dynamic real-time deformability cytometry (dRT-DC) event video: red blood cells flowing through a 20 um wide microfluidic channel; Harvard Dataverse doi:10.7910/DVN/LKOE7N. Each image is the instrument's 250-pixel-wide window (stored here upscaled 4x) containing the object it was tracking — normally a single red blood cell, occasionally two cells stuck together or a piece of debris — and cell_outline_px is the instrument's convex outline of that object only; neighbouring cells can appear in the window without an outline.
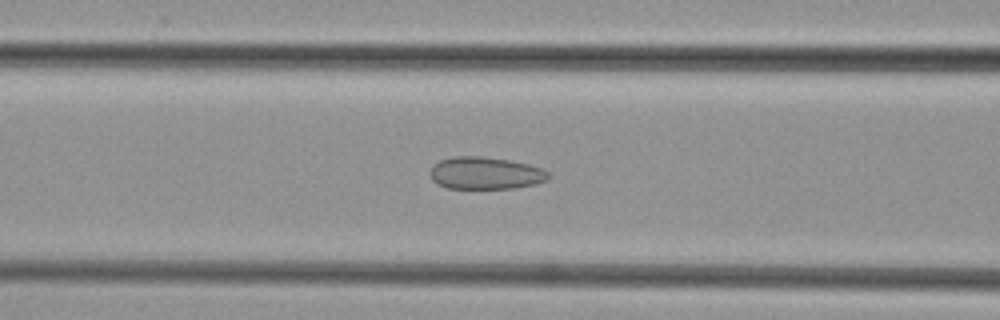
{"species": "common noctule bat (a hibernating species)", "species_latin": "Nyctalus noctula", "temperature_condition": "cold", "stored_images_in_passage": 47, "camera_frame_rate_fps": 3000, "um_per_image_px": 0.085, "animal": {"sex": "female", "body_mass_g": 29.2, "forearm_length_mm": 56.3}, "frame": {"image": 1, "passage_image": 19, "time_ms": 6.0, "image_size_px": [1000, 320], "cell_outline_px": [[552, 176], [548, 180], [536, 184], [516, 188], [448, 188], [436, 184], [432, 180], [432, 164], [440, 160], [452, 156], [480, 156], [512, 160], [544, 168]], "centroid_in_image_um": [41.31, 14.71], "position_along_channel_um": 125.3, "area_um2": 22.54}}
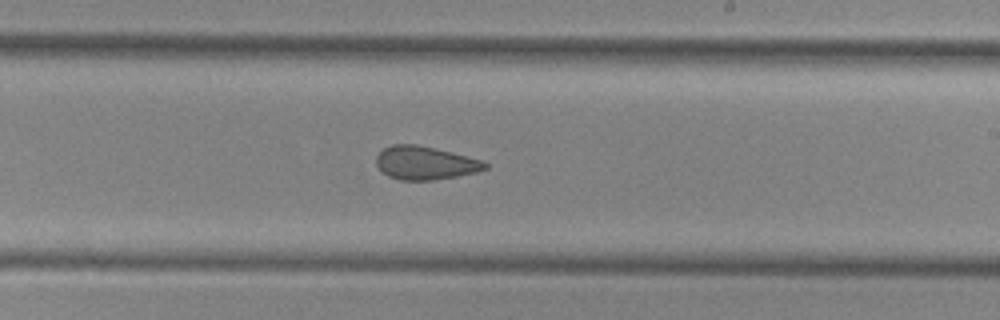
{"frame": {"image": 2, "passage_image": 28, "time_ms": 9.0, "image_size_px": [1000, 320], "cell_outline_px": [[488, 168], [476, 172], [456, 176], [432, 180], [400, 180], [388, 176], [376, 164], [376, 156], [384, 148], [392, 144], [416, 144], [484, 160], [488, 164]], "centroid_in_image_um": [36.14, 13.85], "position_along_channel_um": 252.9, "area_um2": 20.98}}
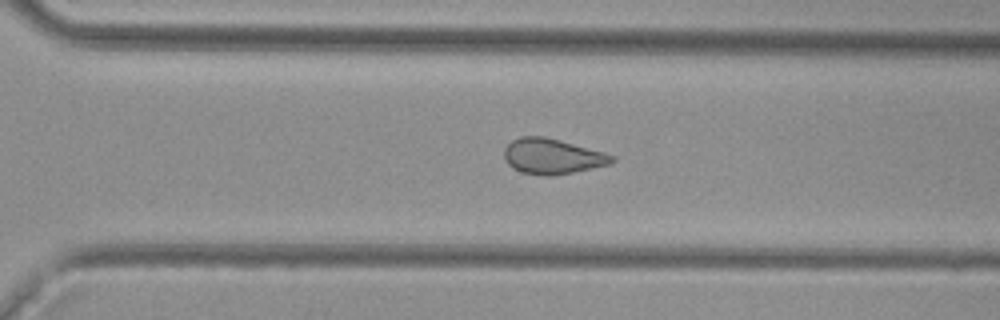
{"frame": {"image": 3, "passage_image": 33, "time_ms": 10.667, "image_size_px": [1000, 320], "cell_outline_px": [[616, 160], [612, 164], [556, 176], [544, 176], [520, 172], [512, 168], [508, 164], [504, 156], [504, 148], [512, 140], [520, 136], [544, 136], [560, 140], [604, 152], [616, 156]], "centroid_in_image_um": [46.97, 13.3], "position_along_channel_um": 323.6, "area_um2": 22.54}}